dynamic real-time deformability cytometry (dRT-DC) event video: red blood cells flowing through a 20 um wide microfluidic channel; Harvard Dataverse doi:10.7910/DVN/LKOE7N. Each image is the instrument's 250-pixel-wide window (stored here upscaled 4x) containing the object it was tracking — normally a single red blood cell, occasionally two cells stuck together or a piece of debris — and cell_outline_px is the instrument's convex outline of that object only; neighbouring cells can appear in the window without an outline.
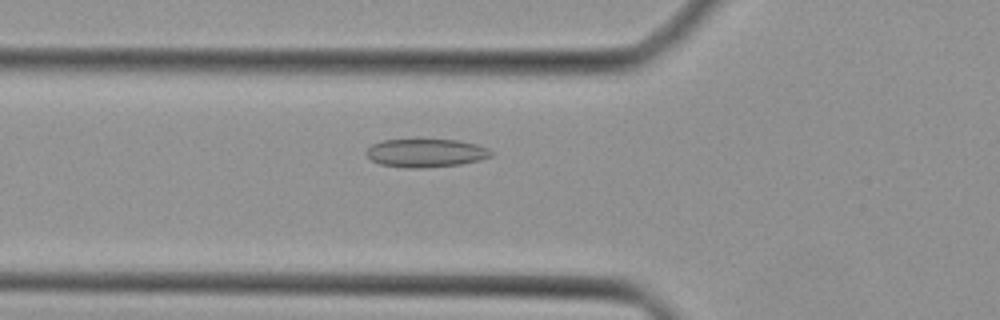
{"species": "Egyptian fruit bat (a non-hibernating species)", "species_latin": "Rousettus aegyptiacus", "temperature_condition": "cold", "stored_images_in_passage": 40, "camera_frame_rate_fps": 3000, "um_per_image_px": 0.085, "animal": {"sex": "female"}, "frame": {"image": 1, "passage_image": 12, "time_ms": 3.667, "image_size_px": [1000, 320], "cell_outline_px": [[492, 156], [480, 160], [460, 164], [420, 168], [408, 168], [380, 164], [372, 160], [364, 152], [372, 144], [384, 140], [456, 140], [476, 144], [488, 148], [492, 152]], "centroid_in_image_um": [36.2, 13.01], "position_along_channel_um": 89.6, "area_um2": 20.4}}
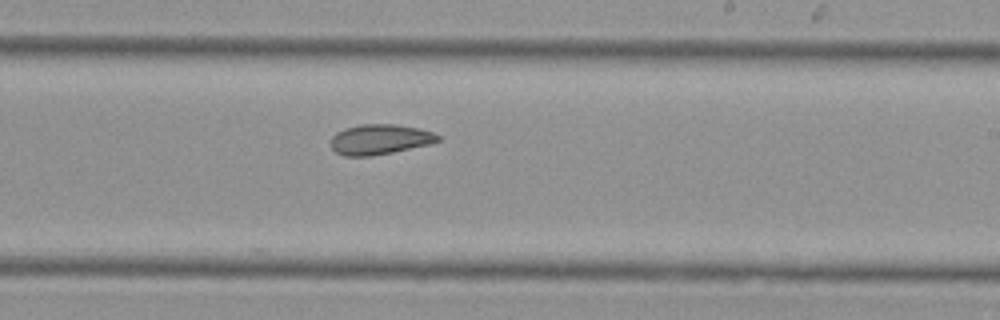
{"frame": {"image": 2, "passage_image": 23, "time_ms": 7.333, "image_size_px": [1000, 320], "cell_outline_px": [[440, 140], [432, 144], [372, 156], [344, 156], [336, 152], [332, 148], [332, 136], [336, 132], [344, 128], [360, 124], [396, 124], [420, 128], [432, 132], [440, 136]], "centroid_in_image_um": [32.3, 11.84], "position_along_channel_um": 256.7, "area_um2": 18.96}}
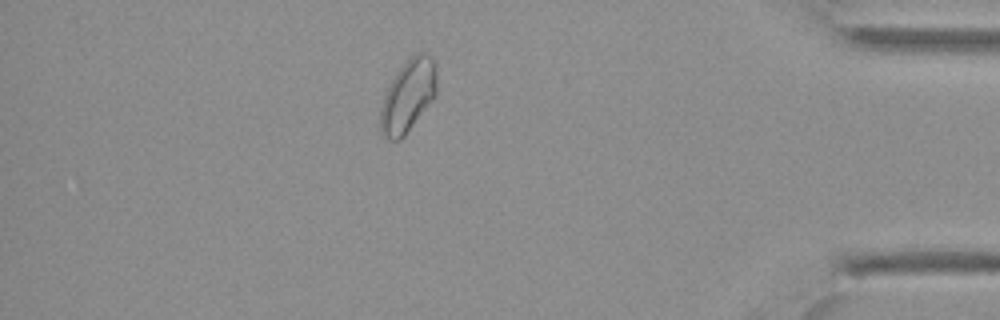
{"frame": {"image": 3, "passage_image": 35, "time_ms": 11.333, "image_size_px": [1000, 320], "cell_outline_px": [[436, 92], [432, 100], [404, 136], [400, 140], [388, 140], [380, 132], [380, 108], [384, 96], [396, 72], [416, 52], [428, 52], [436, 60]], "centroid_in_image_um": [34.69, 8.13], "position_along_channel_um": 400.5, "area_um2": 23.7}}